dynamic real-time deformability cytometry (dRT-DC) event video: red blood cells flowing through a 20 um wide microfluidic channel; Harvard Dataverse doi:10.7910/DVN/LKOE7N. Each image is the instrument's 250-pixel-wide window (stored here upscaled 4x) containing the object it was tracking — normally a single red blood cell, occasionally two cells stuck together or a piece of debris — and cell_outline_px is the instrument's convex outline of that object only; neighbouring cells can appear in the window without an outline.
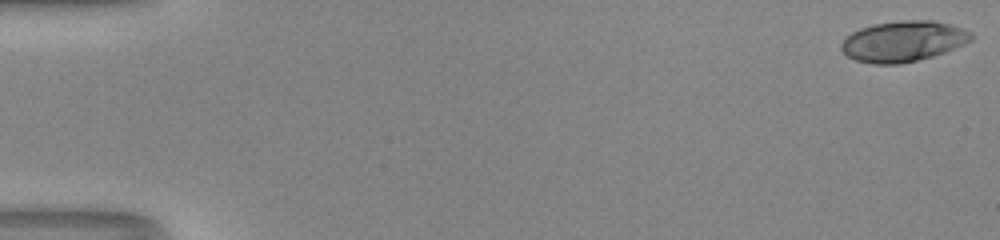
{"species": "human", "species_latin": "Homo sapiens", "temperature_condition": "room temperature", "stored_images_in_passage": 52, "camera_frame_rate_fps": 3000, "um_per_image_px": 0.085, "donor": {"sex": "male"}, "frame": {"image": 1, "passage_image": 1, "time_ms": 0.0, "image_size_px": [1000, 240], "cell_outline_px": [[976, 36], [972, 40], [964, 44], [944, 52], [932, 56], [900, 64], [872, 64], [856, 60], [848, 56], [840, 48], [840, 44], [852, 32], [860, 28], [872, 24], [900, 20], [932, 20], [952, 24], [972, 32]], "centroid_in_image_um": [76.8, 3.49], "position_along_channel_um": 8.2, "area_um2": 30.92}}
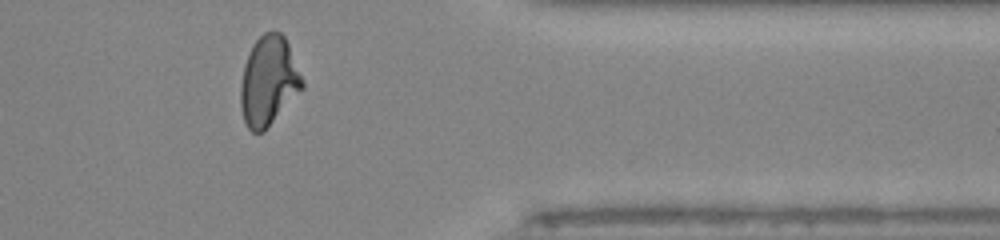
{"frame": {"image": 2, "passage_image": 43, "time_ms": 14.0, "image_size_px": [1000, 240], "cell_outline_px": [[304, 88], [264, 132], [252, 132], [248, 128], [244, 120], [240, 108], [240, 84], [244, 64], [252, 44], [264, 32], [280, 32], [284, 36], [288, 44], [304, 84]], "centroid_in_image_um": [22.81, 6.92], "position_along_channel_um": 388.6, "area_um2": 32.08}}
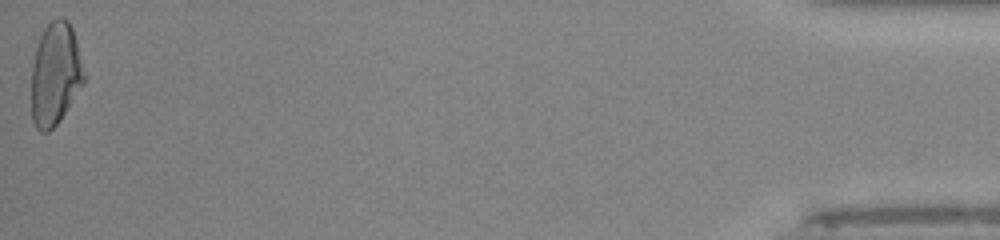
{"frame": {"image": 3, "passage_image": 52, "time_ms": 17.0, "image_size_px": [1000, 240], "cell_outline_px": [[84, 84], [60, 120], [48, 132], [40, 132], [36, 128], [32, 120], [32, 64], [36, 48], [40, 36], [44, 28], [52, 20], [60, 16], [68, 20], [72, 28], [76, 40], [84, 72]], "centroid_in_image_um": [4.7, 6.3], "position_along_channel_um": 430.5, "area_um2": 31.44}, "authors_computed_cell_mechanics": {"area_um2": 31.1831, "velocity_mm_per_s": 4.1392, "shape_relaxation_time_tau1_ms": 10.5719, "shape_relaxation_time_tau2_ms": 1.8085, "deformation_change_tau1": 0.3428, "deformation_change_tau2": 0.0707}}